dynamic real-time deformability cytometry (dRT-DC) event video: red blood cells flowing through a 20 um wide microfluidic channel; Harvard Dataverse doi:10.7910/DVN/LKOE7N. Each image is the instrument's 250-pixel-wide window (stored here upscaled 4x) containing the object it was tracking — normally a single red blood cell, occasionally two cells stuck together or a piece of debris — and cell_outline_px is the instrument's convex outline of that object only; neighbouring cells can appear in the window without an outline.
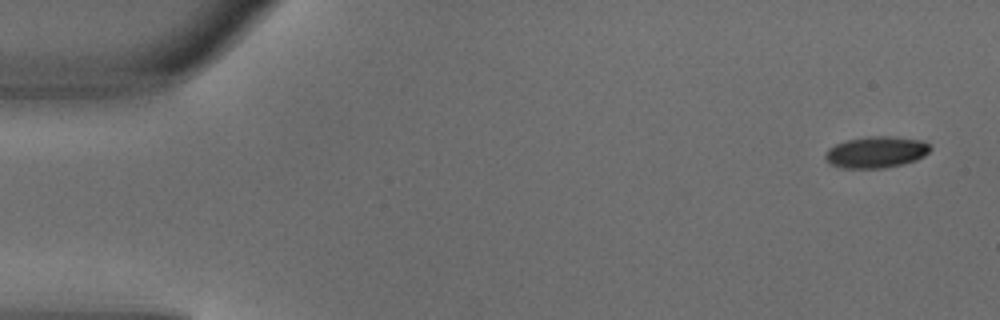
{"species": "common noctule bat (a hibernating species)", "species_latin": "Nyctalus noctula", "temperature_condition": "warm", "stored_images_in_passage": 3, "camera_frame_rate_fps": 3000, "um_per_image_px": 0.085, "animal": {"sex": "male", "body_mass_g": 18.8}, "frame": {"image": 1, "passage_image": 1, "time_ms": 0.0, "image_size_px": [1000, 320], "cell_outline_px": [[932, 148], [924, 156], [916, 160], [904, 164], [884, 168], [840, 168], [828, 164], [824, 156], [828, 148], [836, 144], [848, 140], [868, 136], [892, 136], [924, 140]], "centroid_in_image_um": [74.47, 12.93], "position_along_channel_um": 10.5, "area_um2": 19.48}}
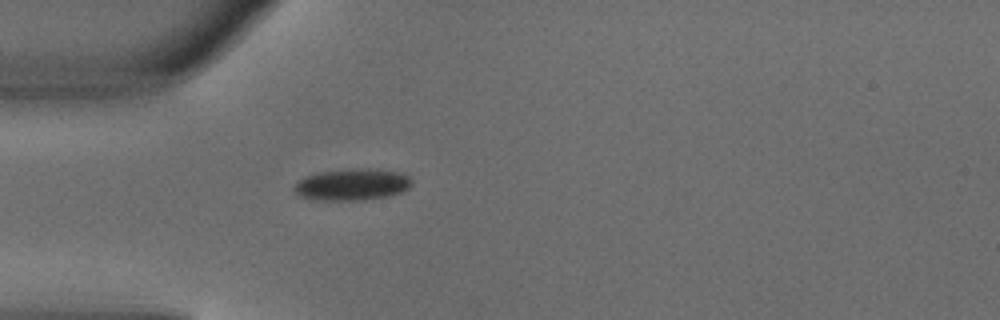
{"frame": {"image": 2, "passage_image": 3, "time_ms": 0.667, "image_size_px": [1000, 320], "cell_outline_px": [[412, 184], [408, 188], [400, 192], [388, 196], [364, 200], [320, 200], [300, 196], [292, 188], [304, 176], [320, 172], [364, 168], [396, 172], [408, 176], [412, 180]], "centroid_in_image_um": [29.92, 15.7], "position_along_channel_um": 55.1, "area_um2": 21.33}}